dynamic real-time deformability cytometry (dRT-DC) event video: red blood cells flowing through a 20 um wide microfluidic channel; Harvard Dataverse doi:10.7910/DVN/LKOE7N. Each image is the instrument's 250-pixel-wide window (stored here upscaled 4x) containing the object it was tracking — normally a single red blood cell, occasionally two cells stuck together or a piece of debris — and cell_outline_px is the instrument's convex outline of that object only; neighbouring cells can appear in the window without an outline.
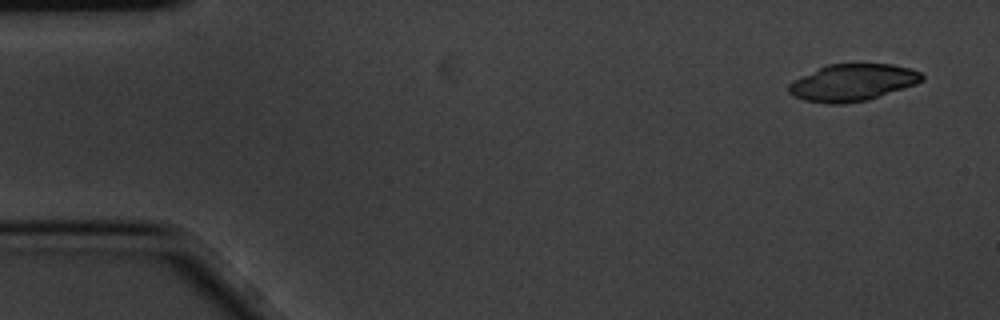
{"species": "common noctule bat (a hibernating species)", "species_latin": "Nyctalus noctula", "temperature_condition": "cold", "stored_images_in_passage": 5, "camera_frame_rate_fps": 3000, "um_per_image_px": 0.085, "animal": {"sex": "male", "body_mass_g": 20.1, "forearm_length_mm": 53.5}, "frame": {"image": 1, "passage_image": 1, "time_ms": 0.0, "image_size_px": [1000, 320], "cell_outline_px": [[924, 80], [916, 84], [868, 100], [840, 104], [828, 104], [804, 100], [792, 96], [788, 92], [788, 84], [792, 80], [828, 64], [892, 64], [912, 68], [920, 72], [924, 76]], "centroid_in_image_um": [72.46, 7.02], "position_along_channel_um": 12.5, "area_um2": 28.78}}